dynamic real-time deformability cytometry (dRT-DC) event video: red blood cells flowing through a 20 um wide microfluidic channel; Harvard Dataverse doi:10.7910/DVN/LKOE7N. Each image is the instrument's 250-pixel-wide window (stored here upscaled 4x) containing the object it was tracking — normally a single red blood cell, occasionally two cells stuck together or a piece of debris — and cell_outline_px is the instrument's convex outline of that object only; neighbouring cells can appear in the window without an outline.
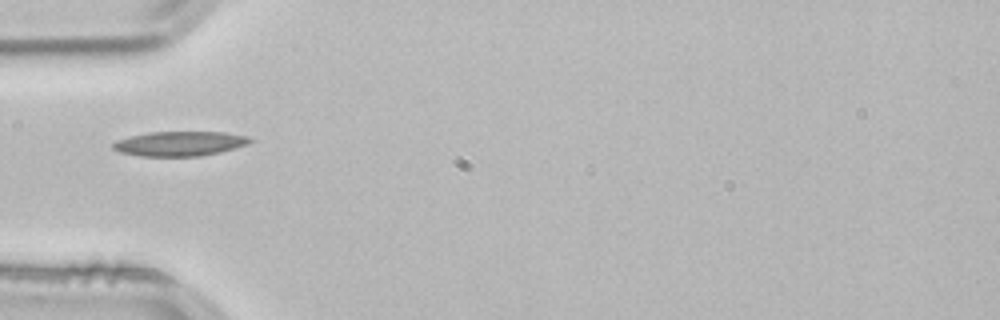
{"species": "common noctule bat (a hibernating species)", "species_latin": "Nyctalus noctula", "temperature_condition": "room temperature", "stored_images_in_passage": 37, "camera_frame_rate_fps": 3000, "um_per_image_px": 0.085, "animal": {"sex": "male", "body_mass_g": 21.5, "forearm_length_mm": 52.0}, "frame": {"image": 1, "passage_image": 1, "time_ms": 0.0, "image_size_px": [1000, 320], "cell_outline_px": [[252, 140], [248, 144], [220, 152], [200, 156], [140, 156], [120, 152], [112, 148], [112, 144], [116, 140], [128, 136], [148, 132], [224, 132], [248, 136]], "centroid_in_image_um": [15.24, 12.2], "position_along_channel_um": 69.8, "area_um2": 19.71}}
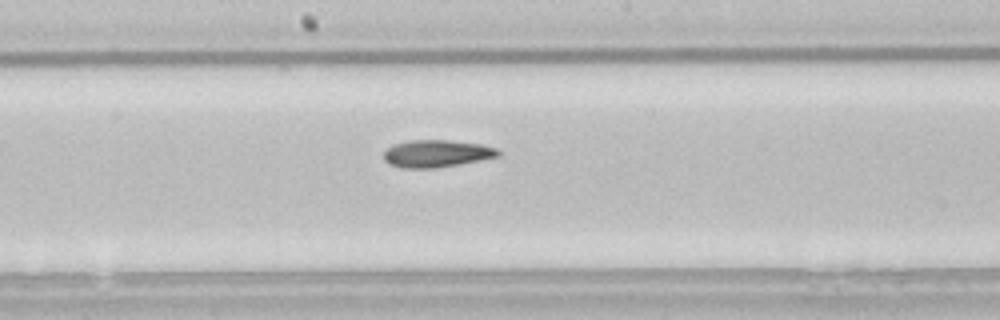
{"frame": {"image": 2, "passage_image": 12, "time_ms": 3.667, "image_size_px": [1000, 320], "cell_outline_px": [[500, 156], [460, 164], [436, 168], [404, 168], [388, 164], [384, 160], [384, 152], [392, 144], [412, 140], [448, 140], [480, 144], [496, 148], [500, 152]], "centroid_in_image_um": [37.1, 13.06], "position_along_channel_um": 211.1, "area_um2": 18.21}}
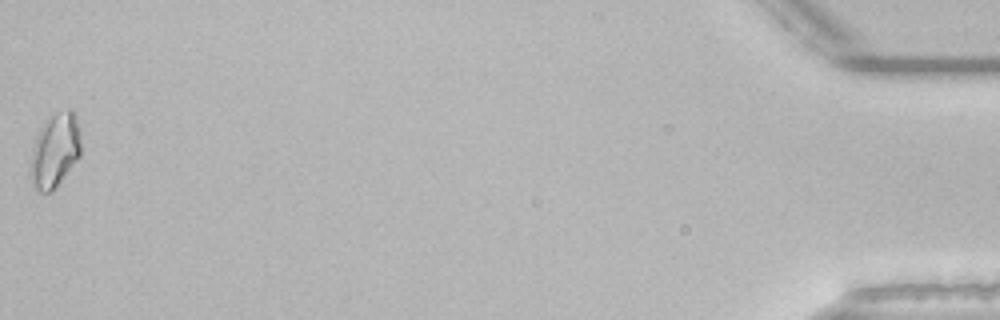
{"frame": {"image": 3, "passage_image": 37, "time_ms": 12.0, "image_size_px": [1000, 320], "cell_outline_px": [[80, 156], [56, 188], [52, 192], [40, 192], [32, 184], [28, 172], [32, 148], [36, 136], [44, 120], [48, 116], [56, 112], [68, 108], [72, 108], [76, 116], [80, 132]], "centroid_in_image_um": [4.65, 12.77], "position_along_channel_um": 430.5, "area_um2": 22.37}}